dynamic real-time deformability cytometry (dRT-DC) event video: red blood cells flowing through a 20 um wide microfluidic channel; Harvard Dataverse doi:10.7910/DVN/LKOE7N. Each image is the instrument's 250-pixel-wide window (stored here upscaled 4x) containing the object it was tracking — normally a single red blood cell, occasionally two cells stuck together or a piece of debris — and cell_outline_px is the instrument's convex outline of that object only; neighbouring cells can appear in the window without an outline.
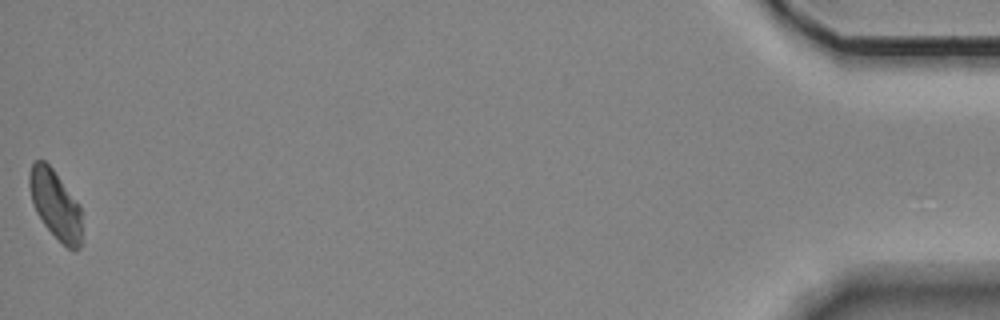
{"species": "Egyptian fruit bat (a non-hibernating species)", "species_latin": "Rousettus aegyptiacus", "temperature_condition": "room temperature", "stored_images_in_passage": 68, "camera_frame_rate_fps": 3000, "um_per_image_px": 0.085, "animal": {"sex": "female"}, "frame": {"image": 1, "passage_image": 68, "time_ms": 22.333, "image_size_px": [1000, 320], "cell_outline_px": [[80, 248], [76, 252], [68, 248], [44, 224], [36, 212], [32, 204], [28, 184], [28, 176], [32, 164], [36, 160], [44, 160], [52, 168], [80, 204]], "centroid_in_image_um": [4.68, 17.36], "position_along_channel_um": 430.5, "area_um2": 20.87}}